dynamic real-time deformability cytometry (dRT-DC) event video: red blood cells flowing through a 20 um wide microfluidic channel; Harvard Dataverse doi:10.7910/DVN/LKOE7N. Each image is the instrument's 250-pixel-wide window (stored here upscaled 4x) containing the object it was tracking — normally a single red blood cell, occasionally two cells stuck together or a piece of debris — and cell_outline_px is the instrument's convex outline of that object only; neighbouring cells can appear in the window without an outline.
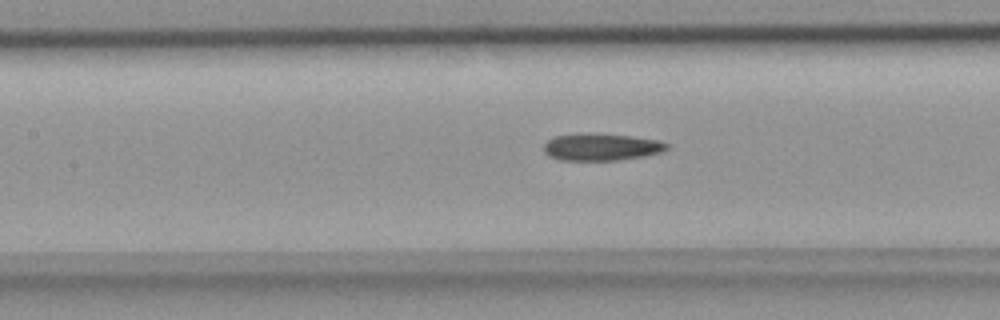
{"species": "common noctule bat (a hibernating species)", "species_latin": "Nyctalus noctula", "temperature_condition": "room temperature", "stored_images_in_passage": 29, "camera_frame_rate_fps": 3000, "um_per_image_px": 0.085, "animal": {"sex": "female", "body_mass_g": 18.4}, "frame": {"image": 1, "passage_image": 12, "time_ms": 3.667, "image_size_px": [1000, 320], "cell_outline_px": [[668, 148], [660, 152], [640, 156], [616, 160], [560, 160], [548, 156], [544, 152], [544, 144], [548, 140], [556, 136], [584, 132], [596, 132], [632, 136], [656, 140], [668, 144]], "centroid_in_image_um": [51.05, 12.47], "position_along_channel_um": 156.4, "area_um2": 19.48}}
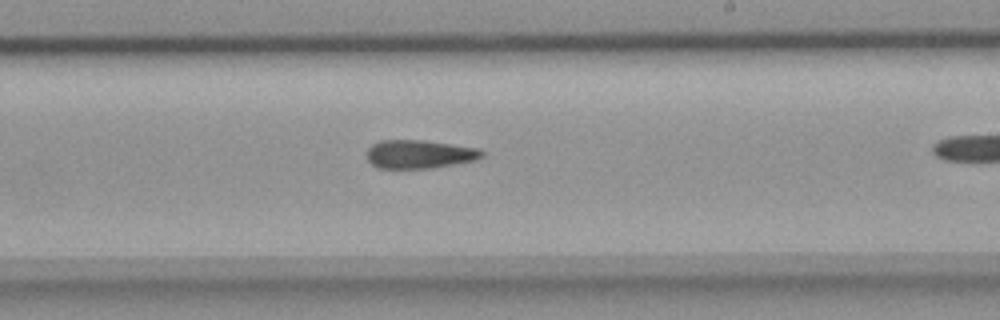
{"frame": {"image": 2, "passage_image": 19, "time_ms": 6.0, "image_size_px": [1000, 320], "cell_outline_px": [[484, 156], [472, 160], [432, 168], [376, 168], [368, 160], [364, 152], [372, 144], [380, 140], [424, 140], [480, 148], [484, 152]], "centroid_in_image_um": [35.6, 13.09], "position_along_channel_um": 253.4, "area_um2": 19.19}}
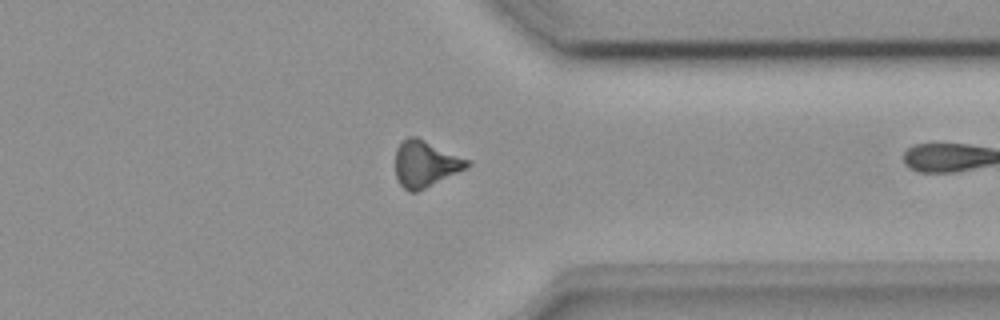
{"frame": {"image": 3, "passage_image": 28, "time_ms": 9.0, "image_size_px": [1000, 320], "cell_outline_px": [[472, 164], [468, 168], [416, 192], [408, 192], [400, 184], [396, 176], [396, 148], [408, 136], [416, 136], [472, 160]], "centroid_in_image_um": [36.2, 13.92], "position_along_channel_um": 375.2, "area_um2": 19.54}}